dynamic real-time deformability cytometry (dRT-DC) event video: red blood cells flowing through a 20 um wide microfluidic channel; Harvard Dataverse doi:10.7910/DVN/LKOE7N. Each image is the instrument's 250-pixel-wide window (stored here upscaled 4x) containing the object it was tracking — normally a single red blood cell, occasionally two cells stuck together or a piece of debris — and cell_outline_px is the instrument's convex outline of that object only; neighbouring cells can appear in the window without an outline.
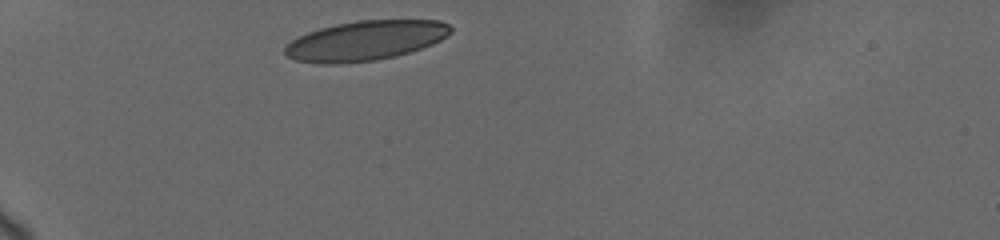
{"species": "human", "species_latin": "Homo sapiens", "temperature_condition": "cold", "stored_images_in_passage": 9, "camera_frame_rate_fps": 3000, "um_per_image_px": 0.085, "donor": {"sex": "female"}, "frame": {"image": 1, "passage_image": 1, "time_ms": 0.0, "image_size_px": [1000, 240], "cell_outline_px": [[452, 32], [440, 40], [432, 44], [396, 56], [376, 60], [336, 64], [320, 64], [296, 60], [288, 56], [284, 52], [284, 48], [292, 40], [308, 32], [320, 28], [336, 24], [356, 20], [440, 20], [448, 24], [452, 28]], "centroid_in_image_um": [31.07, 3.45], "position_along_channel_um": 53.9, "area_um2": 38.26}}
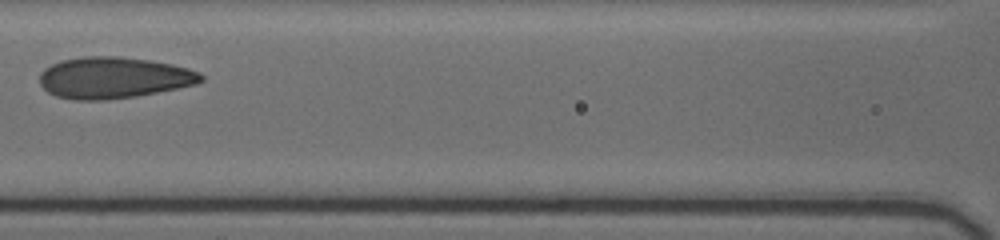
{"frame": {"image": 2, "passage_image": 6, "time_ms": 3.667, "image_size_px": [1000, 240], "cell_outline_px": [[204, 80], [200, 84], [136, 96], [108, 100], [76, 100], [56, 96], [48, 92], [40, 84], [40, 72], [44, 68], [60, 60], [84, 56], [120, 56], [152, 60], [172, 64], [188, 68], [200, 72], [204, 76]], "centroid_in_image_um": [9.69, 6.6], "position_along_channel_um": 156.9, "area_um2": 39.36}}
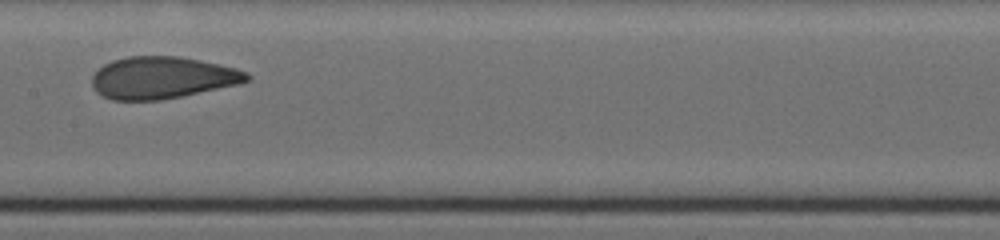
{"frame": {"image": 3, "passage_image": 8, "time_ms": 4.667, "image_size_px": [1000, 240], "cell_outline_px": [[252, 76], [248, 80], [240, 84], [160, 100], [112, 100], [96, 92], [92, 84], [92, 76], [104, 64], [112, 60], [128, 56], [180, 56], [220, 64], [236, 68], [248, 72]], "centroid_in_image_um": [13.81, 6.59], "position_along_channel_um": 193.6, "area_um2": 37.92}}